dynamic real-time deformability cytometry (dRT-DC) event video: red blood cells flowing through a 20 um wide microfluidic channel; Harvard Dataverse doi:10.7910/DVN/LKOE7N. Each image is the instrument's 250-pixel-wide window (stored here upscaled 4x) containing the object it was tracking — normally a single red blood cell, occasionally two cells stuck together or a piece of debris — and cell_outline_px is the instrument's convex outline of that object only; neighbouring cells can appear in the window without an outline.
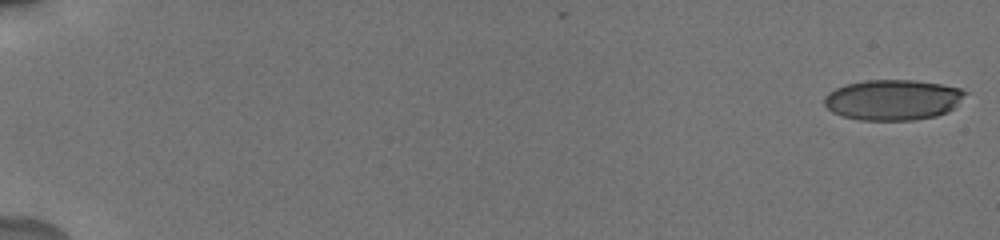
{"species": "human", "species_latin": "Homo sapiens", "temperature_condition": "cold", "stored_images_in_passage": 22, "camera_frame_rate_fps": 3000, "um_per_image_px": 0.085, "donor": {"sex": "male"}, "frame": {"image": 1, "passage_image": 1, "time_ms": 0.0, "image_size_px": [1000, 240], "cell_outline_px": [[968, 92], [948, 112], [936, 116], [912, 120], [860, 120], [844, 116], [832, 112], [824, 104], [824, 96], [828, 92], [844, 84], [864, 80], [916, 80], [940, 84], [960, 88]], "centroid_in_image_um": [75.87, 8.48], "position_along_channel_um": 9.1, "area_um2": 33.29}}
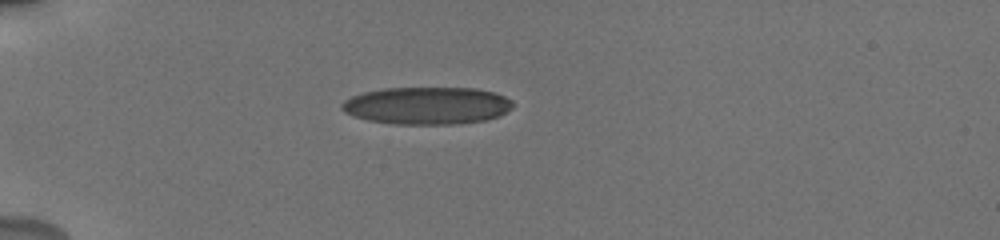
{"frame": {"image": 2, "passage_image": 16, "time_ms": 5.333, "image_size_px": [1000, 240], "cell_outline_px": [[516, 104], [512, 108], [500, 116], [488, 120], [460, 124], [392, 124], [368, 120], [352, 116], [344, 112], [340, 108], [340, 104], [344, 100], [352, 96], [364, 92], [384, 88], [476, 88], [496, 92], [512, 100]], "centroid_in_image_um": [36.33, 8.98], "position_along_channel_um": 48.7, "area_um2": 37.86}}
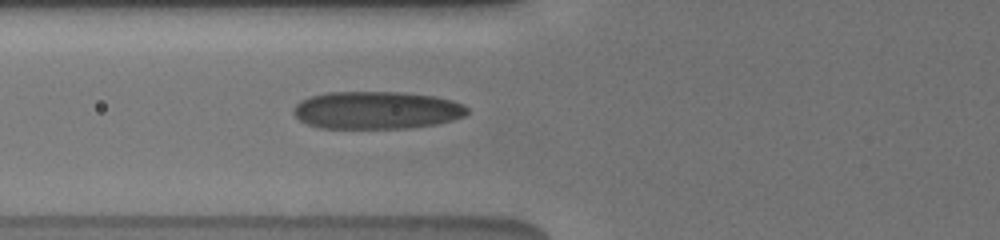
{"frame": {"image": 3, "passage_image": 22, "time_ms": 7.333, "image_size_px": [1000, 240], "cell_outline_px": [[468, 112], [464, 116], [452, 120], [436, 124], [408, 128], [320, 128], [308, 124], [300, 120], [292, 112], [292, 108], [300, 100], [312, 96], [328, 92], [400, 92], [436, 96], [452, 100], [464, 104], [468, 108]], "centroid_in_image_um": [32.01, 9.36], "position_along_channel_um": 93.8, "area_um2": 38.26}}